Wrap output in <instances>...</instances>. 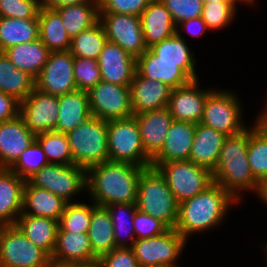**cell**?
I'll list each match as a JSON object with an SVG mask.
<instances>
[{
  "label": "cell",
  "mask_w": 267,
  "mask_h": 267,
  "mask_svg": "<svg viewBox=\"0 0 267 267\" xmlns=\"http://www.w3.org/2000/svg\"><path fill=\"white\" fill-rule=\"evenodd\" d=\"M73 71L77 90L89 92L102 81L98 60L75 57Z\"/></svg>",
  "instance_id": "44"
},
{
  "label": "cell",
  "mask_w": 267,
  "mask_h": 267,
  "mask_svg": "<svg viewBox=\"0 0 267 267\" xmlns=\"http://www.w3.org/2000/svg\"><path fill=\"white\" fill-rule=\"evenodd\" d=\"M40 0H1L0 17L38 19Z\"/></svg>",
  "instance_id": "46"
},
{
  "label": "cell",
  "mask_w": 267,
  "mask_h": 267,
  "mask_svg": "<svg viewBox=\"0 0 267 267\" xmlns=\"http://www.w3.org/2000/svg\"><path fill=\"white\" fill-rule=\"evenodd\" d=\"M96 0H40V7L47 9H57L59 7L94 3Z\"/></svg>",
  "instance_id": "53"
},
{
  "label": "cell",
  "mask_w": 267,
  "mask_h": 267,
  "mask_svg": "<svg viewBox=\"0 0 267 267\" xmlns=\"http://www.w3.org/2000/svg\"><path fill=\"white\" fill-rule=\"evenodd\" d=\"M134 116L137 120L144 151L152 159L161 150L174 119L167 107Z\"/></svg>",
  "instance_id": "21"
},
{
  "label": "cell",
  "mask_w": 267,
  "mask_h": 267,
  "mask_svg": "<svg viewBox=\"0 0 267 267\" xmlns=\"http://www.w3.org/2000/svg\"><path fill=\"white\" fill-rule=\"evenodd\" d=\"M19 115L31 132L54 131L58 115V96L43 93L36 88L19 105Z\"/></svg>",
  "instance_id": "15"
},
{
  "label": "cell",
  "mask_w": 267,
  "mask_h": 267,
  "mask_svg": "<svg viewBox=\"0 0 267 267\" xmlns=\"http://www.w3.org/2000/svg\"><path fill=\"white\" fill-rule=\"evenodd\" d=\"M136 68L142 77L160 81L172 89L192 81L182 70V61L158 60L157 55L150 48L136 59Z\"/></svg>",
  "instance_id": "19"
},
{
  "label": "cell",
  "mask_w": 267,
  "mask_h": 267,
  "mask_svg": "<svg viewBox=\"0 0 267 267\" xmlns=\"http://www.w3.org/2000/svg\"><path fill=\"white\" fill-rule=\"evenodd\" d=\"M216 88L207 96L200 123L226 136L242 132L249 126V123H246L244 119L246 110L240 99L241 95L237 93L239 91Z\"/></svg>",
  "instance_id": "4"
},
{
  "label": "cell",
  "mask_w": 267,
  "mask_h": 267,
  "mask_svg": "<svg viewBox=\"0 0 267 267\" xmlns=\"http://www.w3.org/2000/svg\"><path fill=\"white\" fill-rule=\"evenodd\" d=\"M96 258L98 257L93 253L87 232L76 233L58 228L56 246L51 257L54 265L61 267L69 263Z\"/></svg>",
  "instance_id": "25"
},
{
  "label": "cell",
  "mask_w": 267,
  "mask_h": 267,
  "mask_svg": "<svg viewBox=\"0 0 267 267\" xmlns=\"http://www.w3.org/2000/svg\"><path fill=\"white\" fill-rule=\"evenodd\" d=\"M171 13L176 26L188 19L202 16L203 3L201 0H161Z\"/></svg>",
  "instance_id": "47"
},
{
  "label": "cell",
  "mask_w": 267,
  "mask_h": 267,
  "mask_svg": "<svg viewBox=\"0 0 267 267\" xmlns=\"http://www.w3.org/2000/svg\"><path fill=\"white\" fill-rule=\"evenodd\" d=\"M103 81L120 86H130L136 73V58L117 44L107 41L98 58Z\"/></svg>",
  "instance_id": "17"
},
{
  "label": "cell",
  "mask_w": 267,
  "mask_h": 267,
  "mask_svg": "<svg viewBox=\"0 0 267 267\" xmlns=\"http://www.w3.org/2000/svg\"><path fill=\"white\" fill-rule=\"evenodd\" d=\"M15 225L34 245L52 257L59 228V221L48 217L19 215Z\"/></svg>",
  "instance_id": "29"
},
{
  "label": "cell",
  "mask_w": 267,
  "mask_h": 267,
  "mask_svg": "<svg viewBox=\"0 0 267 267\" xmlns=\"http://www.w3.org/2000/svg\"><path fill=\"white\" fill-rule=\"evenodd\" d=\"M248 141L249 126L238 134L227 136L221 148L218 162L248 161Z\"/></svg>",
  "instance_id": "45"
},
{
  "label": "cell",
  "mask_w": 267,
  "mask_h": 267,
  "mask_svg": "<svg viewBox=\"0 0 267 267\" xmlns=\"http://www.w3.org/2000/svg\"><path fill=\"white\" fill-rule=\"evenodd\" d=\"M137 209L175 228L179 203L168 187L165 178L154 167L145 168L138 182Z\"/></svg>",
  "instance_id": "3"
},
{
  "label": "cell",
  "mask_w": 267,
  "mask_h": 267,
  "mask_svg": "<svg viewBox=\"0 0 267 267\" xmlns=\"http://www.w3.org/2000/svg\"><path fill=\"white\" fill-rule=\"evenodd\" d=\"M74 58L70 51L50 52L47 63L35 78V88L54 96L77 90L73 71Z\"/></svg>",
  "instance_id": "13"
},
{
  "label": "cell",
  "mask_w": 267,
  "mask_h": 267,
  "mask_svg": "<svg viewBox=\"0 0 267 267\" xmlns=\"http://www.w3.org/2000/svg\"><path fill=\"white\" fill-rule=\"evenodd\" d=\"M26 180L11 169L0 168V223L15 225L23 209V188Z\"/></svg>",
  "instance_id": "23"
},
{
  "label": "cell",
  "mask_w": 267,
  "mask_h": 267,
  "mask_svg": "<svg viewBox=\"0 0 267 267\" xmlns=\"http://www.w3.org/2000/svg\"><path fill=\"white\" fill-rule=\"evenodd\" d=\"M254 196L259 199L260 203H264L263 206L267 207V177L258 181Z\"/></svg>",
  "instance_id": "55"
},
{
  "label": "cell",
  "mask_w": 267,
  "mask_h": 267,
  "mask_svg": "<svg viewBox=\"0 0 267 267\" xmlns=\"http://www.w3.org/2000/svg\"><path fill=\"white\" fill-rule=\"evenodd\" d=\"M4 225L2 223H0V233H1V230L3 229Z\"/></svg>",
  "instance_id": "60"
},
{
  "label": "cell",
  "mask_w": 267,
  "mask_h": 267,
  "mask_svg": "<svg viewBox=\"0 0 267 267\" xmlns=\"http://www.w3.org/2000/svg\"><path fill=\"white\" fill-rule=\"evenodd\" d=\"M131 106L134 115L168 106L172 88L160 81L142 77L137 71L130 84Z\"/></svg>",
  "instance_id": "20"
},
{
  "label": "cell",
  "mask_w": 267,
  "mask_h": 267,
  "mask_svg": "<svg viewBox=\"0 0 267 267\" xmlns=\"http://www.w3.org/2000/svg\"><path fill=\"white\" fill-rule=\"evenodd\" d=\"M263 108V109H262ZM255 115L252 123L258 130L267 134V102L264 107Z\"/></svg>",
  "instance_id": "54"
},
{
  "label": "cell",
  "mask_w": 267,
  "mask_h": 267,
  "mask_svg": "<svg viewBox=\"0 0 267 267\" xmlns=\"http://www.w3.org/2000/svg\"><path fill=\"white\" fill-rule=\"evenodd\" d=\"M67 203L61 197L34 186L26 180L23 188V209L20 215L48 217L59 221Z\"/></svg>",
  "instance_id": "26"
},
{
  "label": "cell",
  "mask_w": 267,
  "mask_h": 267,
  "mask_svg": "<svg viewBox=\"0 0 267 267\" xmlns=\"http://www.w3.org/2000/svg\"><path fill=\"white\" fill-rule=\"evenodd\" d=\"M109 160L132 163L144 168L151 167V158L141 143L135 116L108 121Z\"/></svg>",
  "instance_id": "8"
},
{
  "label": "cell",
  "mask_w": 267,
  "mask_h": 267,
  "mask_svg": "<svg viewBox=\"0 0 267 267\" xmlns=\"http://www.w3.org/2000/svg\"><path fill=\"white\" fill-rule=\"evenodd\" d=\"M187 243L175 228H169L158 236L135 240L132 249L140 267H182L179 260Z\"/></svg>",
  "instance_id": "9"
},
{
  "label": "cell",
  "mask_w": 267,
  "mask_h": 267,
  "mask_svg": "<svg viewBox=\"0 0 267 267\" xmlns=\"http://www.w3.org/2000/svg\"><path fill=\"white\" fill-rule=\"evenodd\" d=\"M3 52L17 69L28 72L34 78L42 71L50 53L39 38L28 43L11 46Z\"/></svg>",
  "instance_id": "32"
},
{
  "label": "cell",
  "mask_w": 267,
  "mask_h": 267,
  "mask_svg": "<svg viewBox=\"0 0 267 267\" xmlns=\"http://www.w3.org/2000/svg\"><path fill=\"white\" fill-rule=\"evenodd\" d=\"M20 102L13 96L0 91V122L7 121L19 115Z\"/></svg>",
  "instance_id": "52"
},
{
  "label": "cell",
  "mask_w": 267,
  "mask_h": 267,
  "mask_svg": "<svg viewBox=\"0 0 267 267\" xmlns=\"http://www.w3.org/2000/svg\"><path fill=\"white\" fill-rule=\"evenodd\" d=\"M105 207L112 219L116 246L132 247L136 240L133 226L136 203H119Z\"/></svg>",
  "instance_id": "37"
},
{
  "label": "cell",
  "mask_w": 267,
  "mask_h": 267,
  "mask_svg": "<svg viewBox=\"0 0 267 267\" xmlns=\"http://www.w3.org/2000/svg\"><path fill=\"white\" fill-rule=\"evenodd\" d=\"M93 253L100 258L116 248L113 223L108 209L91 201V220L87 231Z\"/></svg>",
  "instance_id": "31"
},
{
  "label": "cell",
  "mask_w": 267,
  "mask_h": 267,
  "mask_svg": "<svg viewBox=\"0 0 267 267\" xmlns=\"http://www.w3.org/2000/svg\"><path fill=\"white\" fill-rule=\"evenodd\" d=\"M42 147L35 139L33 143L22 152L18 160L9 168L21 178L28 180L42 167L48 165Z\"/></svg>",
  "instance_id": "43"
},
{
  "label": "cell",
  "mask_w": 267,
  "mask_h": 267,
  "mask_svg": "<svg viewBox=\"0 0 267 267\" xmlns=\"http://www.w3.org/2000/svg\"><path fill=\"white\" fill-rule=\"evenodd\" d=\"M47 161L53 164H74L70 145L65 133L48 131L36 134Z\"/></svg>",
  "instance_id": "40"
},
{
  "label": "cell",
  "mask_w": 267,
  "mask_h": 267,
  "mask_svg": "<svg viewBox=\"0 0 267 267\" xmlns=\"http://www.w3.org/2000/svg\"><path fill=\"white\" fill-rule=\"evenodd\" d=\"M107 127L108 121L91 116L66 133L75 165L87 170L109 160Z\"/></svg>",
  "instance_id": "5"
},
{
  "label": "cell",
  "mask_w": 267,
  "mask_h": 267,
  "mask_svg": "<svg viewBox=\"0 0 267 267\" xmlns=\"http://www.w3.org/2000/svg\"><path fill=\"white\" fill-rule=\"evenodd\" d=\"M51 257L34 245L16 225L4 226L0 233V267H47Z\"/></svg>",
  "instance_id": "10"
},
{
  "label": "cell",
  "mask_w": 267,
  "mask_h": 267,
  "mask_svg": "<svg viewBox=\"0 0 267 267\" xmlns=\"http://www.w3.org/2000/svg\"><path fill=\"white\" fill-rule=\"evenodd\" d=\"M36 139L22 117L0 122V168H10Z\"/></svg>",
  "instance_id": "18"
},
{
  "label": "cell",
  "mask_w": 267,
  "mask_h": 267,
  "mask_svg": "<svg viewBox=\"0 0 267 267\" xmlns=\"http://www.w3.org/2000/svg\"><path fill=\"white\" fill-rule=\"evenodd\" d=\"M136 240L158 236L169 228L159 219L149 214L136 210L133 219Z\"/></svg>",
  "instance_id": "48"
},
{
  "label": "cell",
  "mask_w": 267,
  "mask_h": 267,
  "mask_svg": "<svg viewBox=\"0 0 267 267\" xmlns=\"http://www.w3.org/2000/svg\"><path fill=\"white\" fill-rule=\"evenodd\" d=\"M91 115L110 121L134 115L131 106L130 86L100 81L88 92Z\"/></svg>",
  "instance_id": "11"
},
{
  "label": "cell",
  "mask_w": 267,
  "mask_h": 267,
  "mask_svg": "<svg viewBox=\"0 0 267 267\" xmlns=\"http://www.w3.org/2000/svg\"><path fill=\"white\" fill-rule=\"evenodd\" d=\"M144 167L107 160L89 167L87 197L97 206L136 203L138 182Z\"/></svg>",
  "instance_id": "2"
},
{
  "label": "cell",
  "mask_w": 267,
  "mask_h": 267,
  "mask_svg": "<svg viewBox=\"0 0 267 267\" xmlns=\"http://www.w3.org/2000/svg\"><path fill=\"white\" fill-rule=\"evenodd\" d=\"M47 267H58V266H56V265H54V264L52 263L51 265H49V266H47Z\"/></svg>",
  "instance_id": "61"
},
{
  "label": "cell",
  "mask_w": 267,
  "mask_h": 267,
  "mask_svg": "<svg viewBox=\"0 0 267 267\" xmlns=\"http://www.w3.org/2000/svg\"><path fill=\"white\" fill-rule=\"evenodd\" d=\"M140 21L147 49L176 33V24L161 0H152L142 12Z\"/></svg>",
  "instance_id": "24"
},
{
  "label": "cell",
  "mask_w": 267,
  "mask_h": 267,
  "mask_svg": "<svg viewBox=\"0 0 267 267\" xmlns=\"http://www.w3.org/2000/svg\"><path fill=\"white\" fill-rule=\"evenodd\" d=\"M190 47L188 41L175 33L150 49L157 55L158 60L182 61V70L192 80H197L200 79L196 68L199 61L196 59L195 51Z\"/></svg>",
  "instance_id": "30"
},
{
  "label": "cell",
  "mask_w": 267,
  "mask_h": 267,
  "mask_svg": "<svg viewBox=\"0 0 267 267\" xmlns=\"http://www.w3.org/2000/svg\"><path fill=\"white\" fill-rule=\"evenodd\" d=\"M226 135L213 128L196 124L189 160L213 171L219 159Z\"/></svg>",
  "instance_id": "27"
},
{
  "label": "cell",
  "mask_w": 267,
  "mask_h": 267,
  "mask_svg": "<svg viewBox=\"0 0 267 267\" xmlns=\"http://www.w3.org/2000/svg\"><path fill=\"white\" fill-rule=\"evenodd\" d=\"M79 200L66 204L65 210L59 220V227L63 231L84 233L88 231L91 220V200Z\"/></svg>",
  "instance_id": "42"
},
{
  "label": "cell",
  "mask_w": 267,
  "mask_h": 267,
  "mask_svg": "<svg viewBox=\"0 0 267 267\" xmlns=\"http://www.w3.org/2000/svg\"><path fill=\"white\" fill-rule=\"evenodd\" d=\"M99 22L105 30L107 40L117 44L134 58L137 59L147 50L140 17L129 14L100 13Z\"/></svg>",
  "instance_id": "12"
},
{
  "label": "cell",
  "mask_w": 267,
  "mask_h": 267,
  "mask_svg": "<svg viewBox=\"0 0 267 267\" xmlns=\"http://www.w3.org/2000/svg\"><path fill=\"white\" fill-rule=\"evenodd\" d=\"M59 115L56 132L68 133L87 121L92 115L89 108L88 92L75 90L58 96Z\"/></svg>",
  "instance_id": "28"
},
{
  "label": "cell",
  "mask_w": 267,
  "mask_h": 267,
  "mask_svg": "<svg viewBox=\"0 0 267 267\" xmlns=\"http://www.w3.org/2000/svg\"><path fill=\"white\" fill-rule=\"evenodd\" d=\"M34 186L46 189L66 202H78L77 197L87 195V171L70 164H53L42 167L28 179Z\"/></svg>",
  "instance_id": "7"
},
{
  "label": "cell",
  "mask_w": 267,
  "mask_h": 267,
  "mask_svg": "<svg viewBox=\"0 0 267 267\" xmlns=\"http://www.w3.org/2000/svg\"><path fill=\"white\" fill-rule=\"evenodd\" d=\"M240 205L222 186L214 182L203 192L179 203L175 230L188 242L194 235L204 236L209 231L221 230L230 212L234 211L232 208Z\"/></svg>",
  "instance_id": "1"
},
{
  "label": "cell",
  "mask_w": 267,
  "mask_h": 267,
  "mask_svg": "<svg viewBox=\"0 0 267 267\" xmlns=\"http://www.w3.org/2000/svg\"><path fill=\"white\" fill-rule=\"evenodd\" d=\"M152 0H99L100 13L129 14L140 17Z\"/></svg>",
  "instance_id": "49"
},
{
  "label": "cell",
  "mask_w": 267,
  "mask_h": 267,
  "mask_svg": "<svg viewBox=\"0 0 267 267\" xmlns=\"http://www.w3.org/2000/svg\"><path fill=\"white\" fill-rule=\"evenodd\" d=\"M107 41L105 30L99 22L73 37L69 51L74 57L98 60Z\"/></svg>",
  "instance_id": "38"
},
{
  "label": "cell",
  "mask_w": 267,
  "mask_h": 267,
  "mask_svg": "<svg viewBox=\"0 0 267 267\" xmlns=\"http://www.w3.org/2000/svg\"><path fill=\"white\" fill-rule=\"evenodd\" d=\"M61 16L64 28L72 39L100 21L99 0L55 9Z\"/></svg>",
  "instance_id": "35"
},
{
  "label": "cell",
  "mask_w": 267,
  "mask_h": 267,
  "mask_svg": "<svg viewBox=\"0 0 267 267\" xmlns=\"http://www.w3.org/2000/svg\"><path fill=\"white\" fill-rule=\"evenodd\" d=\"M253 5H256V7H257V2L259 1V0H249Z\"/></svg>",
  "instance_id": "59"
},
{
  "label": "cell",
  "mask_w": 267,
  "mask_h": 267,
  "mask_svg": "<svg viewBox=\"0 0 267 267\" xmlns=\"http://www.w3.org/2000/svg\"><path fill=\"white\" fill-rule=\"evenodd\" d=\"M176 33L184 38L186 41L187 38L185 37L188 34L191 38L193 37H201L204 38L205 33H211L208 29L206 23L203 21L202 17L188 19L176 26Z\"/></svg>",
  "instance_id": "51"
},
{
  "label": "cell",
  "mask_w": 267,
  "mask_h": 267,
  "mask_svg": "<svg viewBox=\"0 0 267 267\" xmlns=\"http://www.w3.org/2000/svg\"><path fill=\"white\" fill-rule=\"evenodd\" d=\"M247 155L254 178L259 181L267 177V134L252 123L249 126Z\"/></svg>",
  "instance_id": "41"
},
{
  "label": "cell",
  "mask_w": 267,
  "mask_h": 267,
  "mask_svg": "<svg viewBox=\"0 0 267 267\" xmlns=\"http://www.w3.org/2000/svg\"><path fill=\"white\" fill-rule=\"evenodd\" d=\"M196 124L173 120L161 150L151 163L189 160Z\"/></svg>",
  "instance_id": "22"
},
{
  "label": "cell",
  "mask_w": 267,
  "mask_h": 267,
  "mask_svg": "<svg viewBox=\"0 0 267 267\" xmlns=\"http://www.w3.org/2000/svg\"><path fill=\"white\" fill-rule=\"evenodd\" d=\"M38 21L39 39L50 52L70 50L71 38L56 10L40 7Z\"/></svg>",
  "instance_id": "33"
},
{
  "label": "cell",
  "mask_w": 267,
  "mask_h": 267,
  "mask_svg": "<svg viewBox=\"0 0 267 267\" xmlns=\"http://www.w3.org/2000/svg\"><path fill=\"white\" fill-rule=\"evenodd\" d=\"M256 7L252 3H221L212 2L203 4L202 19L211 32L222 31L231 27L239 12L240 6Z\"/></svg>",
  "instance_id": "39"
},
{
  "label": "cell",
  "mask_w": 267,
  "mask_h": 267,
  "mask_svg": "<svg viewBox=\"0 0 267 267\" xmlns=\"http://www.w3.org/2000/svg\"><path fill=\"white\" fill-rule=\"evenodd\" d=\"M102 267H140L132 247H116L100 257Z\"/></svg>",
  "instance_id": "50"
},
{
  "label": "cell",
  "mask_w": 267,
  "mask_h": 267,
  "mask_svg": "<svg viewBox=\"0 0 267 267\" xmlns=\"http://www.w3.org/2000/svg\"><path fill=\"white\" fill-rule=\"evenodd\" d=\"M39 38L38 19L0 17V52Z\"/></svg>",
  "instance_id": "36"
},
{
  "label": "cell",
  "mask_w": 267,
  "mask_h": 267,
  "mask_svg": "<svg viewBox=\"0 0 267 267\" xmlns=\"http://www.w3.org/2000/svg\"><path fill=\"white\" fill-rule=\"evenodd\" d=\"M203 4L212 3V2H221V3H251L249 0H201Z\"/></svg>",
  "instance_id": "57"
},
{
  "label": "cell",
  "mask_w": 267,
  "mask_h": 267,
  "mask_svg": "<svg viewBox=\"0 0 267 267\" xmlns=\"http://www.w3.org/2000/svg\"><path fill=\"white\" fill-rule=\"evenodd\" d=\"M61 267H102V264L100 258H96L89 261L69 263Z\"/></svg>",
  "instance_id": "56"
},
{
  "label": "cell",
  "mask_w": 267,
  "mask_h": 267,
  "mask_svg": "<svg viewBox=\"0 0 267 267\" xmlns=\"http://www.w3.org/2000/svg\"><path fill=\"white\" fill-rule=\"evenodd\" d=\"M260 249L262 250V253L264 252L263 255H265L264 256L265 259H263V261L266 260L265 261L266 264L264 265L266 267L267 265V240L264 242V244L261 245Z\"/></svg>",
  "instance_id": "58"
},
{
  "label": "cell",
  "mask_w": 267,
  "mask_h": 267,
  "mask_svg": "<svg viewBox=\"0 0 267 267\" xmlns=\"http://www.w3.org/2000/svg\"><path fill=\"white\" fill-rule=\"evenodd\" d=\"M35 89V78L17 69L4 52H0V91L13 96L19 102Z\"/></svg>",
  "instance_id": "34"
},
{
  "label": "cell",
  "mask_w": 267,
  "mask_h": 267,
  "mask_svg": "<svg viewBox=\"0 0 267 267\" xmlns=\"http://www.w3.org/2000/svg\"><path fill=\"white\" fill-rule=\"evenodd\" d=\"M212 174L214 182L240 204L248 198L247 193L253 195L257 188L258 181L251 172L249 161L217 162Z\"/></svg>",
  "instance_id": "16"
},
{
  "label": "cell",
  "mask_w": 267,
  "mask_h": 267,
  "mask_svg": "<svg viewBox=\"0 0 267 267\" xmlns=\"http://www.w3.org/2000/svg\"><path fill=\"white\" fill-rule=\"evenodd\" d=\"M199 79L192 80L187 85L172 89L168 110L175 121H184L199 124L203 117L204 104L207 96L214 87L201 86Z\"/></svg>",
  "instance_id": "14"
},
{
  "label": "cell",
  "mask_w": 267,
  "mask_h": 267,
  "mask_svg": "<svg viewBox=\"0 0 267 267\" xmlns=\"http://www.w3.org/2000/svg\"><path fill=\"white\" fill-rule=\"evenodd\" d=\"M165 178L176 201L191 198L214 183L212 171L191 160L151 163Z\"/></svg>",
  "instance_id": "6"
}]
</instances>
